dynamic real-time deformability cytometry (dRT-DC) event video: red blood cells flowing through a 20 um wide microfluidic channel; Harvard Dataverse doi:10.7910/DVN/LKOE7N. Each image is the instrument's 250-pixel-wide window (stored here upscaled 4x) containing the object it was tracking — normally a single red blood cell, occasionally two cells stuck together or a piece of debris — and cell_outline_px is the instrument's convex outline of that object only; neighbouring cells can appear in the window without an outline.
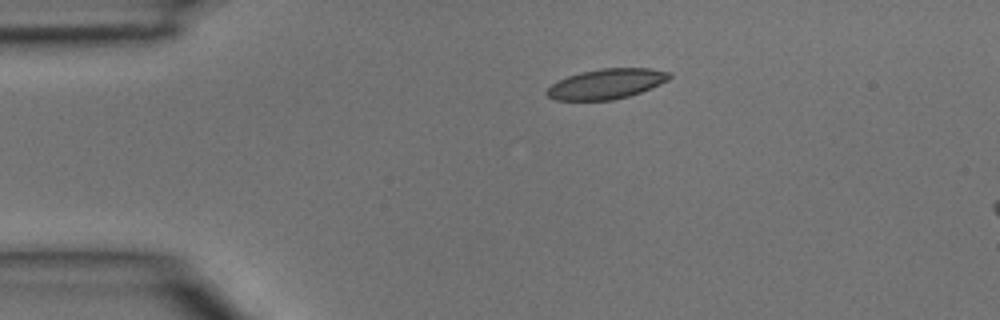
{"species": "common noctule bat (a hibernating species)", "species_latin": "Nyctalus noctula", "temperature_condition": "room temperature", "stored_images_in_passage": 3, "camera_frame_rate_fps": 3000, "um_per_image_px": 0.085, "animal": {"sex": "male", "body_mass_g": 15.6}, "frame": {"image": 1, "passage_image": 3, "time_ms": 0.667, "image_size_px": [1000, 320], "cell_outline_px": [[672, 76], [668, 80], [660, 84], [640, 92], [628, 96], [612, 100], [556, 100], [548, 96], [544, 92], [552, 84], [568, 76], [580, 72], [600, 68], [648, 68], [672, 72]], "centroid_in_image_um": [51.56, 7.12], "position_along_channel_um": 33.4, "area_um2": 21.44}}